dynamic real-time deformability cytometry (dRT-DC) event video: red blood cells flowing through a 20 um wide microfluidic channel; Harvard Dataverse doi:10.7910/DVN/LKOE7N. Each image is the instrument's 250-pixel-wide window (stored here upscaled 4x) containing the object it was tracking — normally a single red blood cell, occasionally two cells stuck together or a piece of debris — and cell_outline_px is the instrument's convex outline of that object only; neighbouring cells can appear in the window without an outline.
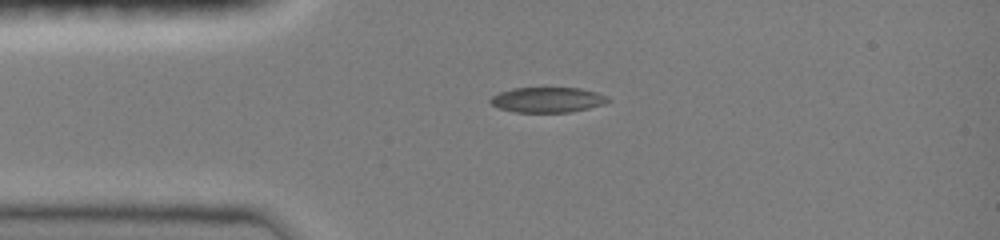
{"species": "common noctule bat (a hibernating species)", "species_latin": "Nyctalus noctula", "temperature_condition": "room temperature", "stored_images_in_passage": 5, "camera_frame_rate_fps": 3000, "um_per_image_px": 0.085, "animal": {"sex": "female", "body_mass_g": 19.0, "forearm_length_mm": 51.5}, "frame": {"image": 1, "passage_image": 1, "time_ms": 0.0, "image_size_px": [1000, 240], "cell_outline_px": [[612, 100], [604, 104], [588, 108], [568, 112], [516, 112], [500, 108], [492, 104], [488, 100], [492, 96], [500, 92], [512, 88], [580, 88], [596, 92], [608, 96]], "centroid_in_image_um": [46.56, 8.48], "position_along_channel_um": 38.4, "area_um2": 17.22}}